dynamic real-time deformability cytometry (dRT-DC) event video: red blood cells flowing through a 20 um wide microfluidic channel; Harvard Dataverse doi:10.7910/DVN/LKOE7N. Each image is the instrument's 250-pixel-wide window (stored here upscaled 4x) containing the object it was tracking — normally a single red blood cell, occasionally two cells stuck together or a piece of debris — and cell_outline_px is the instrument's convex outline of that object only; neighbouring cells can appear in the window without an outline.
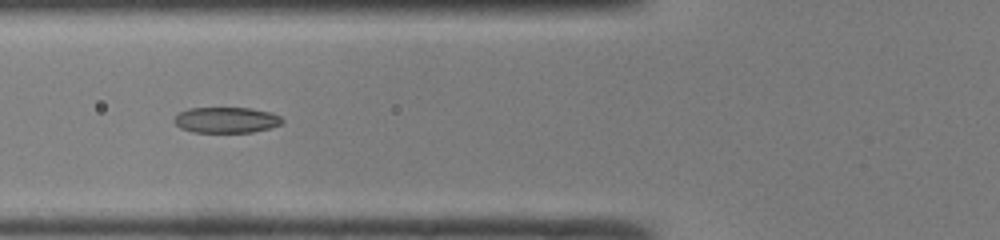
{"species": "common noctule bat (a hibernating species)", "species_latin": "Nyctalus noctula", "temperature_condition": "room temperature", "stored_images_in_passage": 45, "camera_frame_rate_fps": 3000, "um_per_image_px": 0.085, "animal": {"sex": "male", "body_mass_g": 19.0, "forearm_length_mm": 50.8}, "frame": {"image": 1, "passage_image": 16, "time_ms": 5.0, "image_size_px": [1000, 240], "cell_outline_px": [[284, 120], [280, 124], [272, 128], [252, 132], [192, 132], [180, 128], [172, 120], [180, 112], [188, 108], [248, 108], [272, 112], [280, 116]], "centroid_in_image_um": [19.24, 10.2], "position_along_channel_um": 106.6, "area_um2": 16.3}}
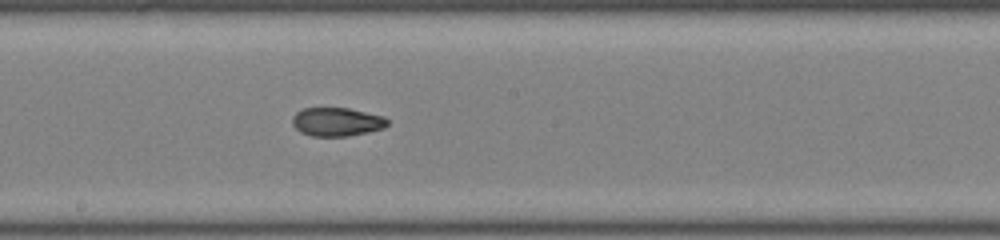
{"frame": {"image": 2, "passage_image": 24, "time_ms": 7.667, "image_size_px": [1000, 240], "cell_outline_px": [[388, 124], [384, 128], [368, 132], [348, 136], [312, 136], [300, 132], [292, 124], [292, 116], [296, 112], [304, 108], [348, 108], [384, 116], [388, 120]], "centroid_in_image_um": [28.62, 10.36], "position_along_channel_um": 219.6, "area_um2": 15.9}}
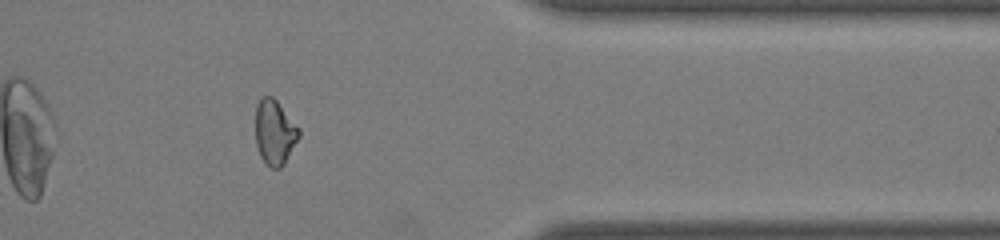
{"frame": {"image": 3, "passage_image": 37, "time_ms": 12.0, "image_size_px": [1000, 240], "cell_outline_px": [[300, 136], [284, 164], [280, 168], [272, 168], [260, 156], [256, 144], [256, 104], [264, 96], [272, 96], [276, 100], [300, 128]], "centroid_in_image_um": [23.36, 11.24], "position_along_channel_um": 388.0, "area_um2": 16.3}, "authors_computed_cell_mechanics": {"area_um2": 16.762, "velocity_mm_per_s": 4.2471, "shape_relaxation_time_tau1_ms": null, "shape_relaxation_time_tau2_ms": 2.4, "deformation_change_tau1": null, "deformation_change_tau2": 0.0785}}